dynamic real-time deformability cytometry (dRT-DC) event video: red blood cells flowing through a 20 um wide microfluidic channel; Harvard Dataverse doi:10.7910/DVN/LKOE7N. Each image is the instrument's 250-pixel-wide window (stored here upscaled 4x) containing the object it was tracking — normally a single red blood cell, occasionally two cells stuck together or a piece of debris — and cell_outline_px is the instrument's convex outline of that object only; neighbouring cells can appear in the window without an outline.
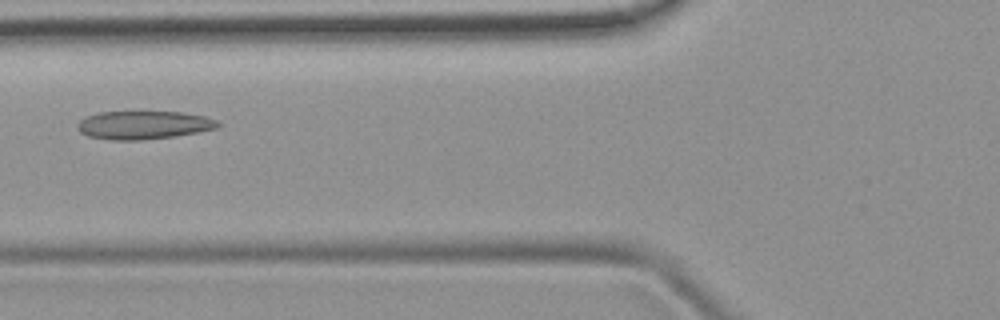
{"species": "common noctule bat (a hibernating species)", "species_latin": "Nyctalus noctula", "temperature_condition": "room temperature", "stored_images_in_passage": 5, "camera_frame_rate_fps": 3000, "um_per_image_px": 0.085, "animal": {"sex": "female", "body_mass_g": 19.9}, "frame": {"image": 1, "passage_image": 5, "time_ms": 5.667, "image_size_px": [1000, 320], "cell_outline_px": [[220, 124], [216, 128], [176, 136], [144, 140], [108, 140], [88, 136], [80, 132], [76, 128], [76, 124], [84, 116], [100, 112], [180, 112], [204, 116], [216, 120]], "centroid_in_image_um": [12.14, 10.63], "position_along_channel_um": 113.7, "area_um2": 23.18}}